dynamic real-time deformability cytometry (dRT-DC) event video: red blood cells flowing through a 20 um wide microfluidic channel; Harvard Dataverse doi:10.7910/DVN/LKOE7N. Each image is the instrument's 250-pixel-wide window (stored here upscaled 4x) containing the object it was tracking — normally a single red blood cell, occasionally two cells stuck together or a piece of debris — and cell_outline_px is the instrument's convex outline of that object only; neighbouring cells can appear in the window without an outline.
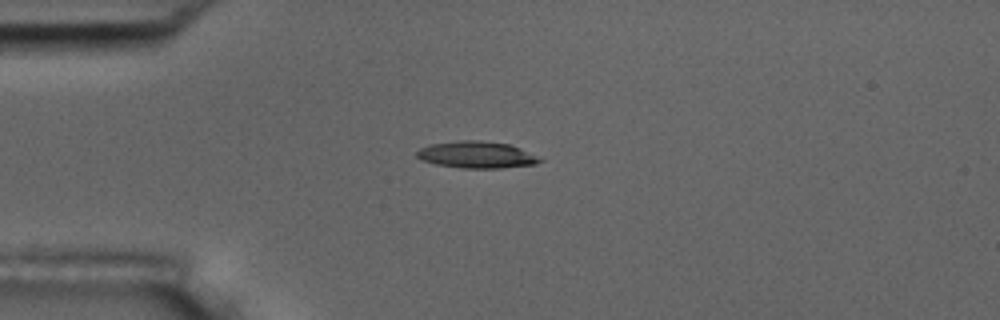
{"species": "common noctule bat (a hibernating species)", "species_latin": "Nyctalus noctula", "temperature_condition": "room temperature", "stored_images_in_passage": 2, "camera_frame_rate_fps": 3000, "um_per_image_px": 0.085, "animal": {"sex": "male", "body_mass_g": 17.5, "forearm_length_mm": 52.3}, "frame": {"image": 1, "passage_image": 1, "time_ms": 0.0, "image_size_px": [1000, 320], "cell_outline_px": [[544, 160], [536, 164], [500, 168], [464, 168], [436, 164], [424, 160], [416, 156], [416, 152], [420, 148], [432, 144], [460, 140], [476, 140], [512, 144]], "centroid_in_image_um": [40.53, 13.15], "position_along_channel_um": 44.5, "area_um2": 19.02}}